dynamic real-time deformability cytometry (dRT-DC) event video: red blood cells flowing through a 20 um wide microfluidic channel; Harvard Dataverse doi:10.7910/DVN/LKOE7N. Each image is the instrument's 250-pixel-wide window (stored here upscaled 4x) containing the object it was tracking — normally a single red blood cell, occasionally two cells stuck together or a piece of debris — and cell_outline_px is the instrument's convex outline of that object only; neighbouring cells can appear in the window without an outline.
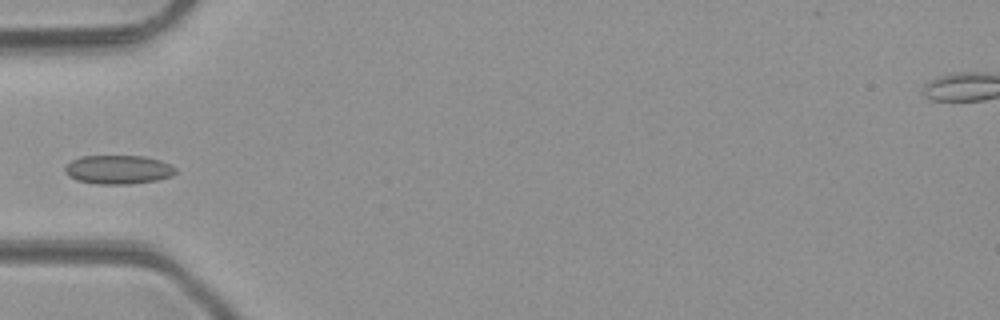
{"species": "common noctule bat (a hibernating species)", "species_latin": "Nyctalus noctula", "temperature_condition": "room temperature", "stored_images_in_passage": 3, "camera_frame_rate_fps": 3000, "um_per_image_px": 0.085, "animal": {"sex": "male", "body_mass_g": 23.1, "forearm_length_mm": 52.7}, "frame": {"image": 1, "passage_image": 2, "time_ms": 1.333, "image_size_px": [1000, 320], "cell_outline_px": [[176, 172], [172, 176], [156, 180], [132, 184], [96, 184], [76, 180], [68, 176], [64, 172], [64, 168], [72, 160], [80, 156], [144, 156], [160, 160], [176, 168]], "centroid_in_image_um": [10.03, 14.42], "position_along_channel_um": 75.0, "area_um2": 18.67}}
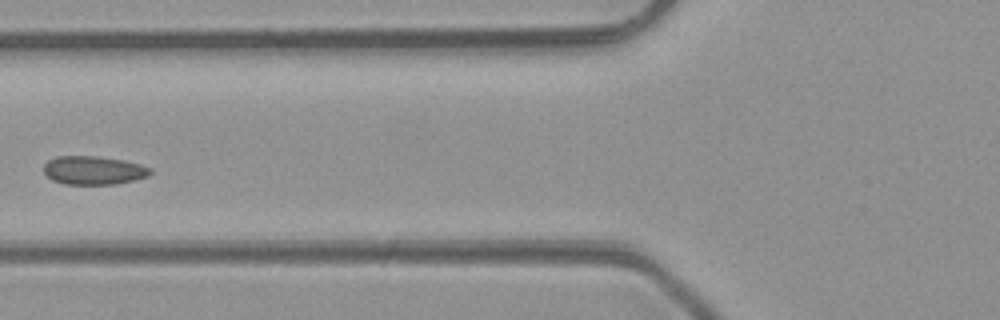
{"frame": {"image": 2, "passage_image": 3, "time_ms": 2.333, "image_size_px": [1000, 320], "cell_outline_px": [[152, 172], [148, 176], [136, 180], [116, 184], [64, 184], [52, 180], [44, 172], [44, 164], [48, 160], [56, 156], [96, 156], [120, 160], [140, 164], [152, 168]], "centroid_in_image_um": [7.96, 14.48], "position_along_channel_um": 117.8, "area_um2": 17.74}}